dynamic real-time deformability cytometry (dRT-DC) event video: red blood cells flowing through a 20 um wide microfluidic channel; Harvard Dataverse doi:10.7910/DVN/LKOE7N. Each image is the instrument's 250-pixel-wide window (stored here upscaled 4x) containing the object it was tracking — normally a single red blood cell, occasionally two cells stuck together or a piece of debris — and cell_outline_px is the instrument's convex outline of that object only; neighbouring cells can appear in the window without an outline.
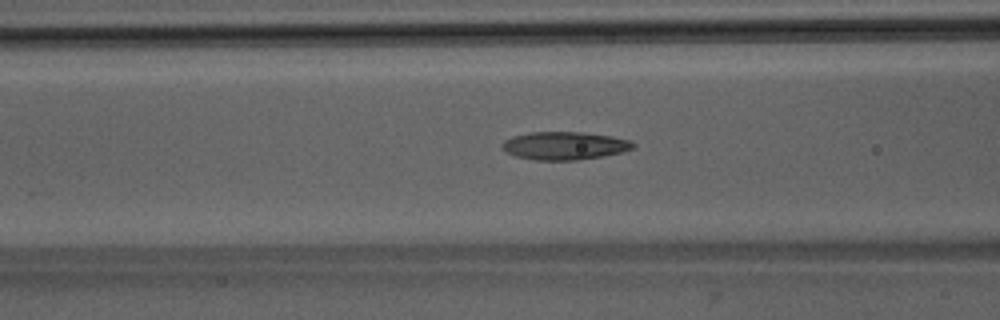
{"species": "Egyptian fruit bat (a non-hibernating species)", "species_latin": "Rousettus aegyptiacus", "temperature_condition": "room temperature", "stored_images_in_passage": 48, "camera_frame_rate_fps": 3000, "um_per_image_px": 0.085, "animal": {"sex": "male"}, "frame": {"image": 1, "passage_image": 18, "time_ms": 5.667, "image_size_px": [1000, 320], "cell_outline_px": [[636, 144], [632, 148], [620, 152], [604, 156], [576, 160], [536, 160], [516, 156], [500, 148], [500, 144], [504, 140], [512, 136], [528, 132], [580, 132], [612, 136], [632, 140]], "centroid_in_image_um": [47.96, 12.38], "position_along_channel_um": 118.6, "area_um2": 21.44}}
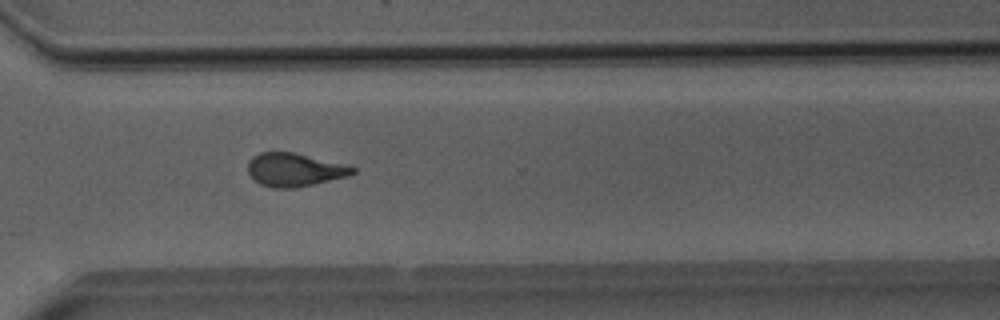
{"frame": {"image": 2, "passage_image": 35, "time_ms": 11.333, "image_size_px": [1000, 320], "cell_outline_px": [[356, 172], [348, 176], [296, 188], [276, 188], [260, 184], [248, 172], [248, 160], [252, 156], [260, 152], [292, 152], [356, 168]], "centroid_in_image_um": [24.99, 14.43], "position_along_channel_um": 345.6, "area_um2": 19.94}}
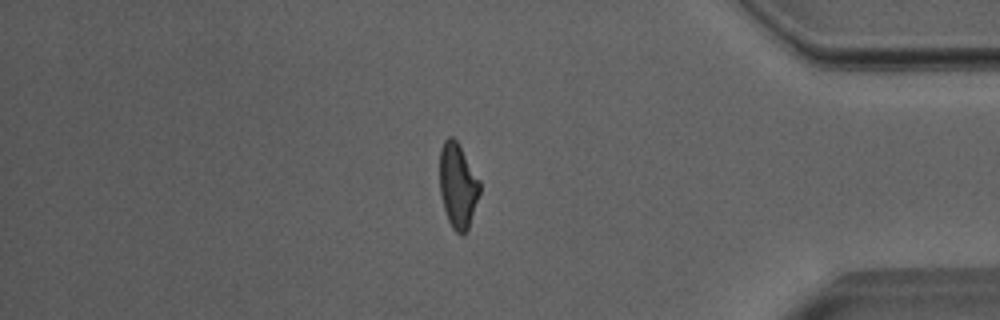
{"frame": {"image": 3, "passage_image": 41, "time_ms": 13.333, "image_size_px": [1000, 320], "cell_outline_px": [[480, 192], [468, 228], [464, 236], [460, 236], [452, 228], [448, 220], [444, 208], [440, 192], [440, 148], [444, 140], [448, 136], [452, 136], [456, 140], [480, 180]], "centroid_in_image_um": [38.91, 15.79], "position_along_channel_um": 396.3, "area_um2": 19.77}}